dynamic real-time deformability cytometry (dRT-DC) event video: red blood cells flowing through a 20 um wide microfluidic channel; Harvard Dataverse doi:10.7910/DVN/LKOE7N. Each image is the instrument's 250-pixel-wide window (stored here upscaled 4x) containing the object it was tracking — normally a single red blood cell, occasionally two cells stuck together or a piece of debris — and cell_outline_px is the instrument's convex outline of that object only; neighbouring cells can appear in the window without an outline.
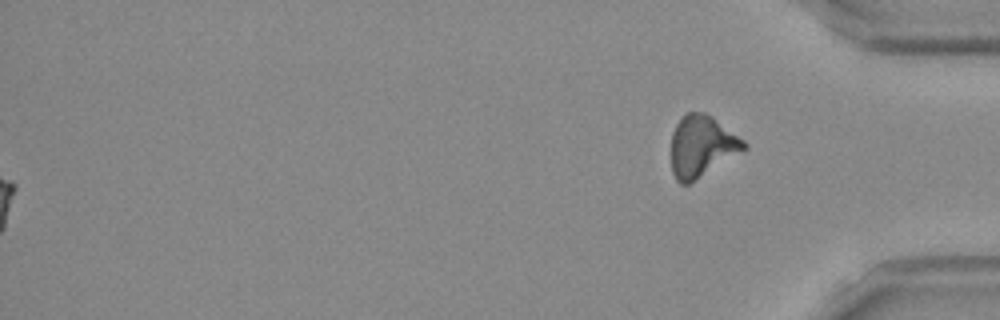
{"species": "Egyptian fruit bat (a non-hibernating species)", "species_latin": "Rousettus aegyptiacus", "temperature_condition": "room temperature", "stored_images_in_passage": 52, "segment_of_instrument_passage": [2, 2], "camera_frame_rate_fps": 3000, "um_per_image_px": 0.085, "frame": {"image": 1, "passage_image": 52, "time_ms": 17.0, "image_size_px": [1000, 320], "cell_outline_px": [[748, 148], [688, 184], [680, 184], [676, 180], [672, 172], [672, 132], [676, 124], [688, 112], [704, 112], [712, 116], [744, 140], [748, 144]], "centroid_in_image_um": [59.66, 12.43], "position_along_channel_um": 375.5, "area_um2": 25.78}}